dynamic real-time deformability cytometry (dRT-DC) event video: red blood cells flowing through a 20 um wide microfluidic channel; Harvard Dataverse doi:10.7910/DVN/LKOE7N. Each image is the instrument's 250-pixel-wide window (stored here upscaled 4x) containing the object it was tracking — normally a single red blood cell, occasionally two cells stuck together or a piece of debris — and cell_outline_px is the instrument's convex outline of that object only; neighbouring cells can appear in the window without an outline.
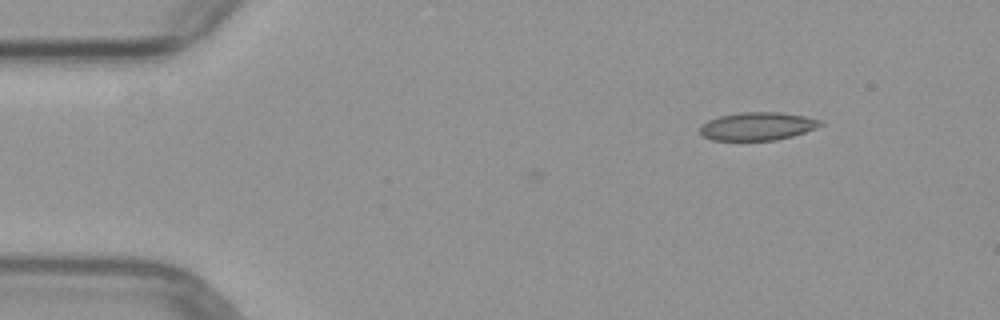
{"species": "common noctule bat (a hibernating species)", "species_latin": "Nyctalus noctula", "temperature_condition": "warm", "stored_images_in_passage": 4, "camera_frame_rate_fps": 3000, "um_per_image_px": 0.085, "animal": {"sex": "female", "body_mass_g": 29.2, "forearm_length_mm": 56.3}, "frame": {"image": 1, "passage_image": 1, "time_ms": 0.0, "image_size_px": [1000, 320], "cell_outline_px": [[824, 124], [816, 128], [792, 136], [776, 140], [712, 140], [704, 136], [700, 132], [700, 124], [708, 120], [720, 116], [744, 112], [776, 112], [804, 116], [820, 120]], "centroid_in_image_um": [64.37, 10.73], "position_along_channel_um": 20.6, "area_um2": 19.54}}
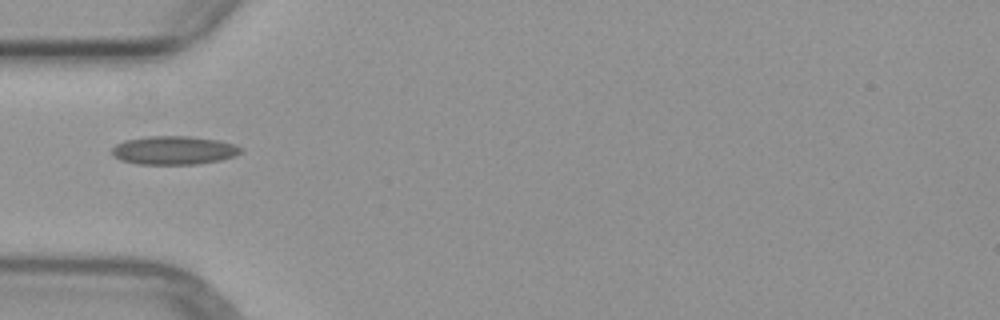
{"frame": {"image": 2, "passage_image": 4, "time_ms": 3.333, "image_size_px": [1000, 320], "cell_outline_px": [[244, 152], [236, 156], [220, 160], [200, 164], [136, 164], [120, 160], [112, 156], [112, 148], [116, 144], [124, 140], [144, 136], [188, 136], [220, 140], [244, 148]], "centroid_in_image_um": [14.79, 12.77], "position_along_channel_um": 70.2, "area_um2": 21.79}}